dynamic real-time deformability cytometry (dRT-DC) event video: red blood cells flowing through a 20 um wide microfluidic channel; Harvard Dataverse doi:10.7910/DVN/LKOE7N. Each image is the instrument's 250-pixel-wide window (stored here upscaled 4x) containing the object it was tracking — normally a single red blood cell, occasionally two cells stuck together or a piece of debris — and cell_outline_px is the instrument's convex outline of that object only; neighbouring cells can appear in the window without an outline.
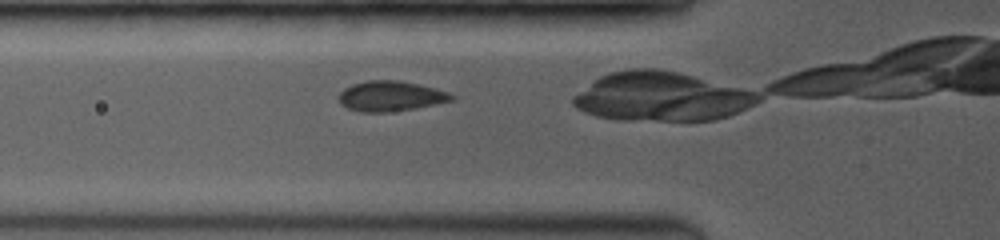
{"species": "common noctule bat (a hibernating species)", "species_latin": "Nyctalus noctula", "temperature_condition": "room temperature", "stored_images_in_passage": 4, "camera_frame_rate_fps": 3500, "um_per_image_px": 0.085, "animal": {"sex": "female", "body_mass_g": 19.0, "forearm_length_mm": 53.3}, "frame": {"image": 1, "passage_image": 2, "time_ms": 0.571, "image_size_px": [1000, 240], "cell_outline_px": [[456, 96], [452, 100], [416, 108], [388, 112], [360, 112], [348, 108], [340, 104], [336, 96], [344, 88], [352, 84], [368, 80], [396, 80], [416, 84], [448, 92]], "centroid_in_image_um": [33.13, 8.17], "position_along_channel_um": 92.7, "area_um2": 19.77}}